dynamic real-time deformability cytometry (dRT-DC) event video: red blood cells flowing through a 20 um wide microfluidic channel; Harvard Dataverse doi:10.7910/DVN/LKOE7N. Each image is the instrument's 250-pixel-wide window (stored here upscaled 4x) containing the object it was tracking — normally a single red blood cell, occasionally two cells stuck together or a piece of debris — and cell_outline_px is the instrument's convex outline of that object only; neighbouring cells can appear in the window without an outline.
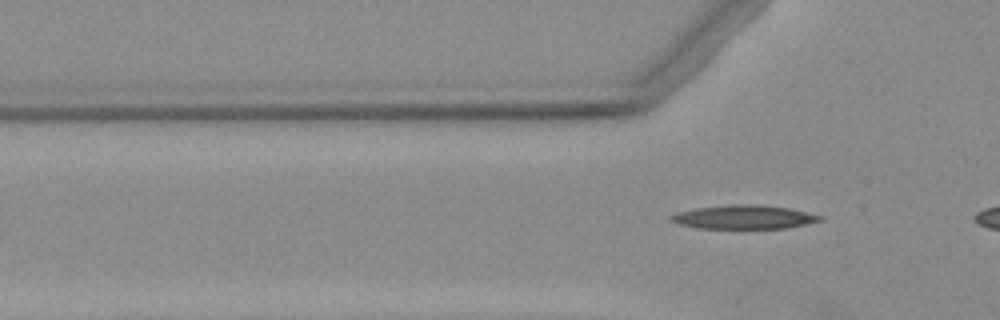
{"species": "Egyptian fruit bat (a non-hibernating species)", "species_latin": "Rousettus aegyptiacus", "temperature_condition": "warm", "stored_images_in_passage": 4, "segment_of_instrument_passage": [2, 2], "camera_frame_rate_fps": 3000, "um_per_image_px": 0.085, "animal": {"sex": "female"}, "frame": {"image": 1, "passage_image": 4, "time_ms": 4.0, "image_size_px": [1000, 320], "cell_outline_px": [[824, 220], [784, 228], [696, 228], [680, 224], [668, 220], [668, 216], [676, 212], [696, 208], [732, 204], [760, 204], [788, 208], [824, 216]], "centroid_in_image_um": [63.2, 18.44], "position_along_channel_um": 62.6, "area_um2": 20.69}}